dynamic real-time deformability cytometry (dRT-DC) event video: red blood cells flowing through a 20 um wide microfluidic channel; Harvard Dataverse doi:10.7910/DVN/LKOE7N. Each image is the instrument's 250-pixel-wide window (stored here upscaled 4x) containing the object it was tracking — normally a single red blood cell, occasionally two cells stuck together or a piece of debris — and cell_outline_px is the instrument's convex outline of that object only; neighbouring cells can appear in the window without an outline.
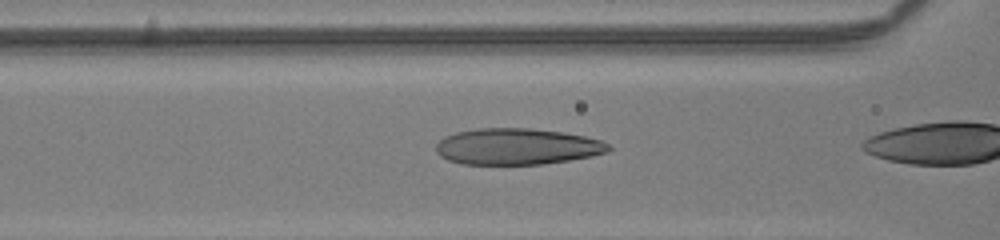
{"species": "human", "species_latin": "Homo sapiens", "temperature_condition": "room temperature", "stored_images_in_passage": 48, "camera_frame_rate_fps": 3000, "um_per_image_px": 0.085, "donor": {"sex": "male"}, "frame": {"image": 1, "passage_image": 28, "time_ms": 9.0, "image_size_px": [1000, 240], "cell_outline_px": [[612, 148], [608, 152], [592, 156], [544, 164], [460, 164], [448, 160], [440, 156], [436, 152], [436, 144], [444, 136], [456, 132], [476, 128], [528, 128], [564, 132], [584, 136], [600, 140], [608, 144]], "centroid_in_image_um": [43.93, 12.45], "position_along_channel_um": 122.7, "area_um2": 36.65}}
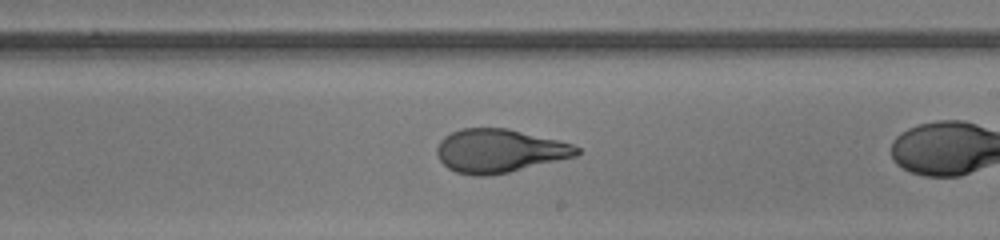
{"frame": {"image": 2, "passage_image": 37, "time_ms": 12.0, "image_size_px": [1000, 240], "cell_outline_px": [[580, 152], [576, 156], [508, 172], [488, 176], [472, 176], [456, 172], [448, 168], [440, 160], [436, 152], [436, 148], [440, 140], [444, 136], [460, 128], [508, 128], [560, 140], [572, 144], [580, 148]], "centroid_in_image_um": [42.43, 12.81], "position_along_channel_um": 246.6, "area_um2": 35.55}}
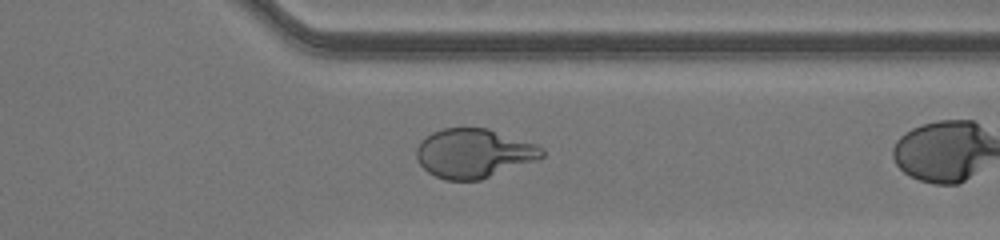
{"frame": {"image": 3, "passage_image": 46, "time_ms": 15.0, "image_size_px": [1000, 240], "cell_outline_px": [[544, 156], [536, 160], [480, 180], [444, 180], [428, 172], [416, 160], [416, 148], [420, 140], [432, 132], [444, 128], [488, 128], [536, 144], [544, 148]], "centroid_in_image_um": [40.25, 13.02], "position_along_channel_um": 371.2, "area_um2": 35.95}}